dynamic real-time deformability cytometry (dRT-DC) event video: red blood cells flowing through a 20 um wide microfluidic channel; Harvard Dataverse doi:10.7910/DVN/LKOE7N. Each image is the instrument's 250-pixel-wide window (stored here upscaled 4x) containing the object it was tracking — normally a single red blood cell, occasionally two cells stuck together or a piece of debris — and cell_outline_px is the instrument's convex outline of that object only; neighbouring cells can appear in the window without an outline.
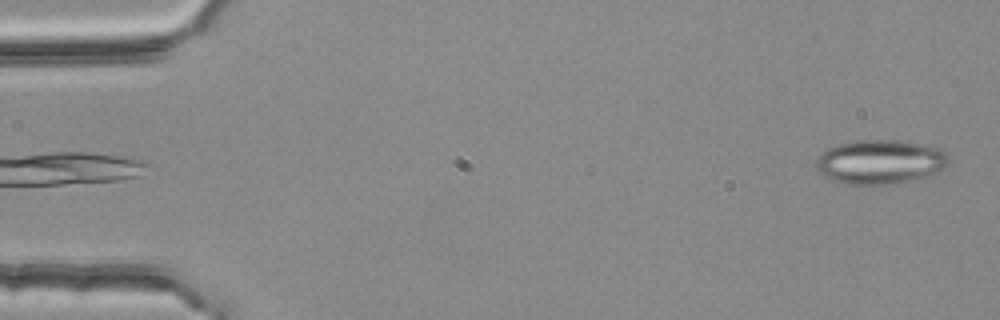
{"species": "common noctule bat (a hibernating species)", "species_latin": "Nyctalus noctula", "temperature_condition": "room temperature", "stored_images_in_passage": 4, "camera_frame_rate_fps": 3000, "um_per_image_px": 0.085, "animal": {"sex": "female", "body_mass_g": 25.1}, "frame": {"image": 1, "passage_image": 1, "time_ms": 0.0, "image_size_px": [1000, 320], "cell_outline_px": [[952, 160], [940, 172], [908, 180], [888, 184], [840, 184], [824, 176], [816, 168], [816, 160], [820, 152], [828, 148], [840, 144], [856, 140], [900, 140], [924, 144], [940, 148]], "centroid_in_image_um": [74.81, 13.75], "position_along_channel_um": 10.2, "area_um2": 34.33}}
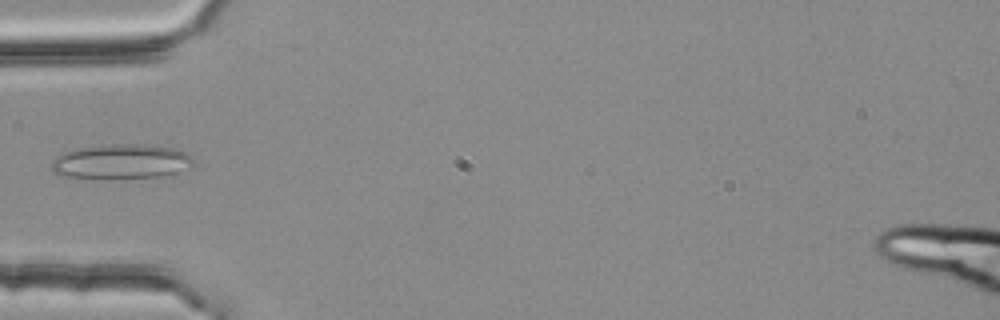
{"frame": {"image": 2, "passage_image": 4, "time_ms": 1.0, "image_size_px": [1000, 320], "cell_outline_px": [[192, 164], [176, 172], [160, 176], [112, 180], [104, 180], [60, 176], [52, 168], [52, 160], [56, 156], [64, 152], [80, 148], [112, 144], [128, 144], [172, 148], [184, 152], [192, 156]], "centroid_in_image_um": [10.22, 13.77], "position_along_channel_um": 74.8, "area_um2": 28.67}}